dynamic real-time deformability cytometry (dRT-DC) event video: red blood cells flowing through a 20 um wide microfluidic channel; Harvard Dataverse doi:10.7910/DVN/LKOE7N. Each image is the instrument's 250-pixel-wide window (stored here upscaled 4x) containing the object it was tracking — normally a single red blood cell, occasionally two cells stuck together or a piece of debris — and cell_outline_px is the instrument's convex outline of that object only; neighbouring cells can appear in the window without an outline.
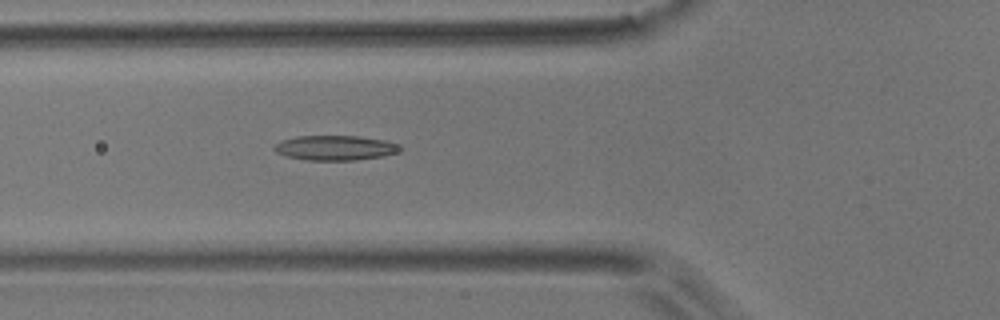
{"species": "common noctule bat (a hibernating species)", "species_latin": "Nyctalus noctula", "temperature_condition": "room temperature", "stored_images_in_passage": 34, "camera_frame_rate_fps": 3000, "um_per_image_px": 0.085, "animal": {"sex": "male", "body_mass_g": 17.9}, "frame": {"image": 1, "passage_image": 11, "time_ms": 3.333, "image_size_px": [1000, 320], "cell_outline_px": [[404, 148], [396, 152], [384, 156], [356, 160], [308, 160], [288, 156], [276, 152], [272, 148], [280, 140], [296, 136], [360, 136], [388, 140]], "centroid_in_image_um": [28.51, 12.56], "position_along_channel_um": 97.3, "area_um2": 18.26}}
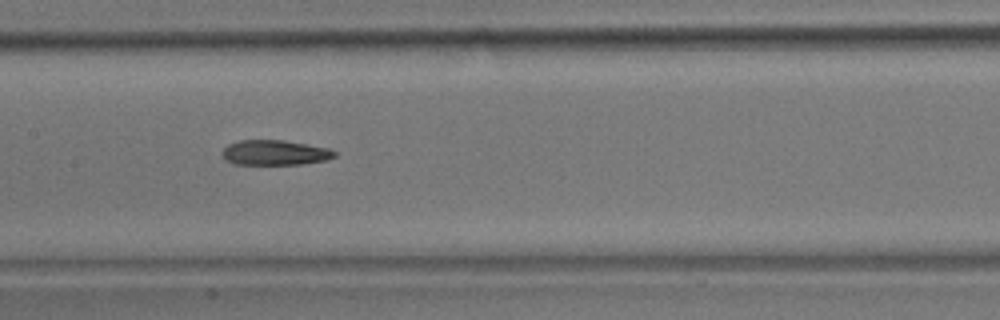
{"frame": {"image": 2, "passage_image": 18, "time_ms": 5.667, "image_size_px": [1000, 320], "cell_outline_px": [[336, 156], [328, 160], [300, 164], [236, 164], [224, 160], [220, 152], [228, 144], [240, 140], [284, 140], [328, 148], [336, 152]], "centroid_in_image_um": [23.34, 12.97], "position_along_channel_um": 184.1, "area_um2": 16.47}}
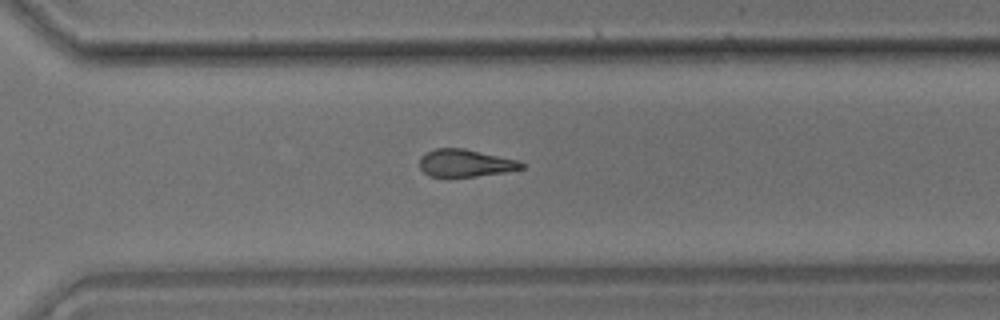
{"frame": {"image": 3, "passage_image": 30, "time_ms": 9.667, "image_size_px": [1000, 320], "cell_outline_px": [[528, 164], [524, 168], [504, 172], [476, 176], [428, 176], [420, 168], [420, 156], [436, 148], [464, 148], [520, 160]], "centroid_in_image_um": [39.61, 13.85], "position_along_channel_um": 331.0, "area_um2": 16.36}, "authors_computed_cell_mechanics": {"area_um2": 17.4556, "velocity_mm_per_s": 3.6856, "shape_relaxation_time_tau1_ms": 10.9371, "shape_relaxation_time_tau2_ms": 6.2081, "deformation_change_tau1": 0.2222, "deformation_change_tau2": 0.1715}}